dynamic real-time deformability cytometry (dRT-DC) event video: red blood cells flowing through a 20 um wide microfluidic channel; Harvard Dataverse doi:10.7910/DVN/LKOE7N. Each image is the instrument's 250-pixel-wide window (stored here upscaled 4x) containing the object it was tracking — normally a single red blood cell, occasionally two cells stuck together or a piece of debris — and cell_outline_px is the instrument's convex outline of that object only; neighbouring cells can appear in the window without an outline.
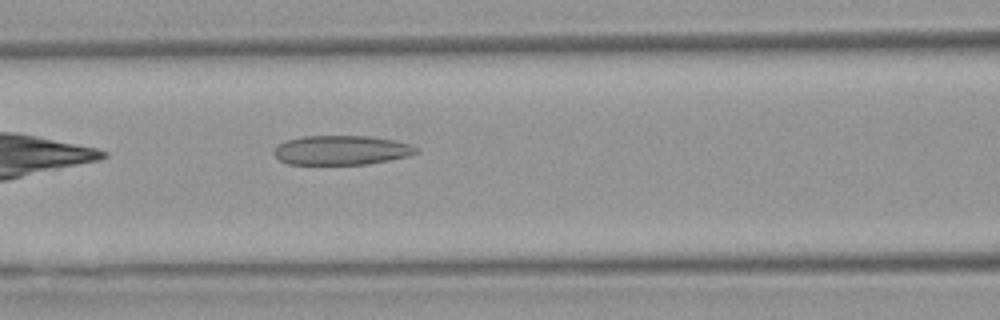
{"species": "Egyptian fruit bat (a non-hibernating species)", "species_latin": "Rousettus aegyptiacus", "temperature_condition": "warm", "stored_images_in_passage": 32, "camera_frame_rate_fps": 3000, "um_per_image_px": 0.085, "animal": {"sex": "female"}, "frame": {"image": 1, "passage_image": 6, "time_ms": 1.667, "image_size_px": [1000, 320], "cell_outline_px": [[420, 152], [408, 156], [368, 164], [288, 164], [280, 160], [272, 152], [276, 144], [284, 140], [304, 136], [372, 136], [396, 140], [412, 144], [420, 148]], "centroid_in_image_um": [29.04, 12.75], "position_along_channel_um": 137.6, "area_um2": 24.74}}
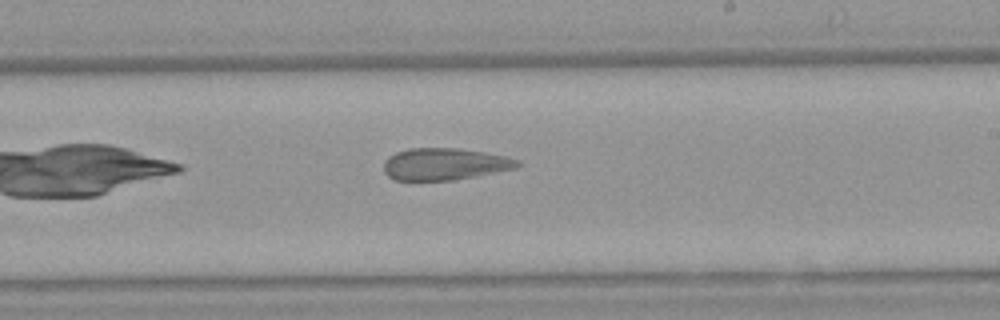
{"frame": {"image": 2, "passage_image": 15, "time_ms": 4.667, "image_size_px": [1000, 320], "cell_outline_px": [[520, 164], [516, 168], [456, 180], [396, 180], [388, 176], [384, 172], [384, 160], [388, 156], [396, 152], [408, 148], [460, 148], [484, 152], [504, 156], [520, 160]], "centroid_in_image_um": [37.78, 13.94], "position_along_channel_um": 251.2, "area_um2": 24.97}}
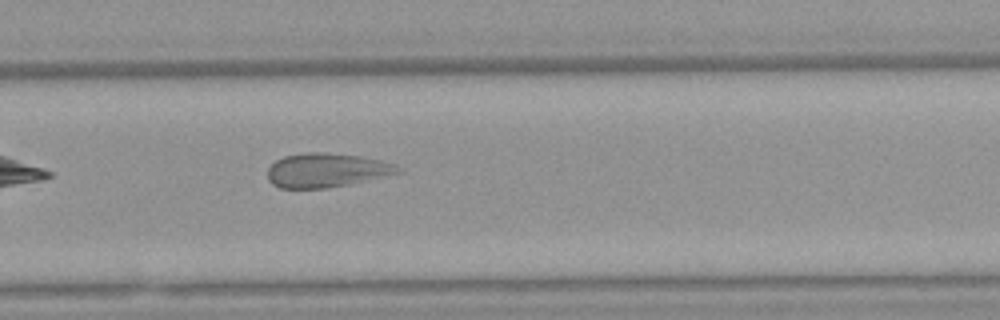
{"frame": {"image": 3, "passage_image": 19, "time_ms": 6.0, "image_size_px": [1000, 320], "cell_outline_px": [[404, 172], [348, 184], [328, 188], [280, 188], [272, 184], [268, 180], [268, 168], [276, 160], [284, 156], [304, 152], [324, 152], [360, 156], [380, 160], [396, 164], [404, 168]], "centroid_in_image_um": [27.78, 14.46], "position_along_channel_um": 302.0, "area_um2": 26.07}}